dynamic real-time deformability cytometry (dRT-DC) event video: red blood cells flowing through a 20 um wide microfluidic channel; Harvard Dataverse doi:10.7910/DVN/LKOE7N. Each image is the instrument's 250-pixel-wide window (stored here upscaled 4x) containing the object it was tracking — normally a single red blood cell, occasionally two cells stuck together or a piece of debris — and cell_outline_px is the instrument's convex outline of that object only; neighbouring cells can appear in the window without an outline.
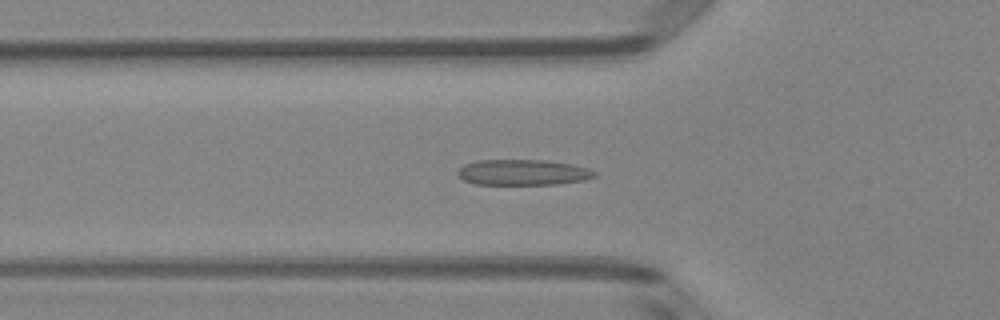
{"species": "Egyptian fruit bat (a non-hibernating species)", "species_latin": "Rousettus aegyptiacus", "temperature_condition": "room temperature", "stored_images_in_passage": 49, "camera_frame_rate_fps": 3000, "um_per_image_px": 0.085, "animal": {"sex": "female"}, "frame": {"image": 1, "passage_image": 16, "time_ms": 5.0, "image_size_px": [1000, 320], "cell_outline_px": [[596, 176], [584, 180], [556, 184], [476, 184], [464, 180], [456, 172], [464, 164], [476, 160], [548, 160], [572, 164], [588, 168], [596, 172]], "centroid_in_image_um": [44.46, 14.64], "position_along_channel_um": 81.3, "area_um2": 20.46}}
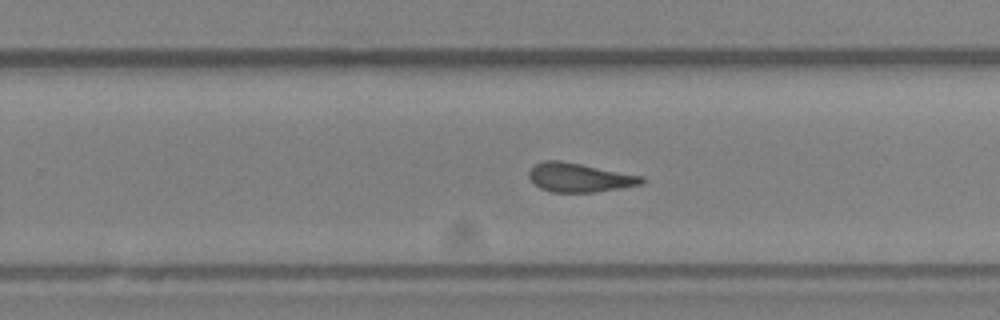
{"frame": {"image": 2, "passage_image": 31, "time_ms": 10.0, "image_size_px": [1000, 320], "cell_outline_px": [[644, 180], [640, 184], [620, 188], [596, 192], [552, 192], [540, 188], [528, 176], [528, 172], [536, 164], [544, 160], [560, 160], [644, 176]], "centroid_in_image_um": [49.24, 15.09], "position_along_channel_um": 280.6, "area_um2": 18.84}}
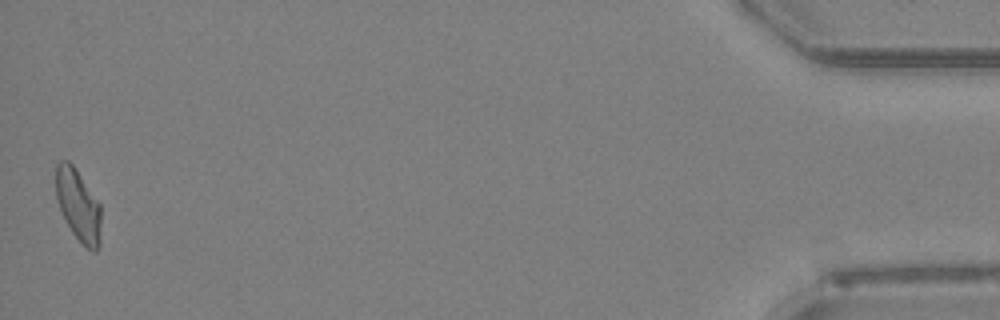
{"frame": {"image": 3, "passage_image": 49, "time_ms": 16.0, "image_size_px": [1000, 320], "cell_outline_px": [[100, 244], [96, 252], [92, 252], [72, 232], [56, 200], [56, 164], [60, 160], [68, 160], [72, 164], [100, 204]], "centroid_in_image_um": [6.65, 17.43], "position_along_channel_um": 428.6, "area_um2": 18.55}, "authors_computed_cell_mechanics": {"area_um2": 19.5942, "velocity_mm_per_s": 3.9966, "shape_relaxation_time_tau1_ms": 6.103, "shape_relaxation_time_tau2_ms": 1.3697, "deformation_change_tau1": 0.1675, "deformation_change_tau2": 0.1059}}